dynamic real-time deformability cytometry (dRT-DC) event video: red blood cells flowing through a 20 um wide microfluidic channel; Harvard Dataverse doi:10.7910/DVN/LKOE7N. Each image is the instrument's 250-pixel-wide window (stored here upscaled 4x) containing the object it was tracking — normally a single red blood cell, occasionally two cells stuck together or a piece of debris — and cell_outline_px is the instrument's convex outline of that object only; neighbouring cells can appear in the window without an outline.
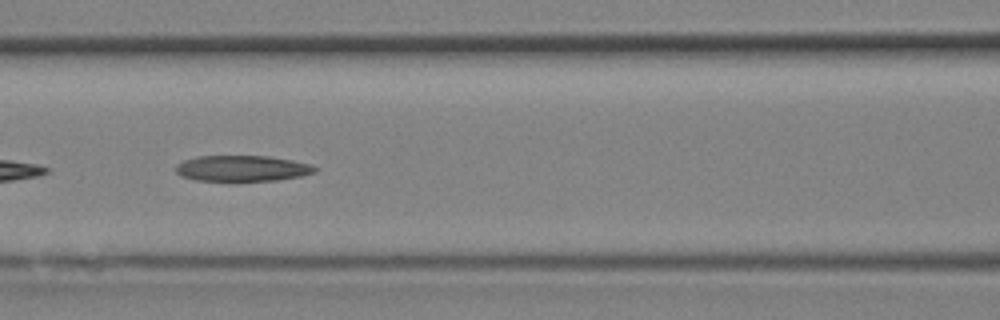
{"species": "Egyptian fruit bat (a non-hibernating species)", "species_latin": "Rousettus aegyptiacus", "temperature_condition": "room temperature", "stored_images_in_passage": 15, "camera_frame_rate_fps": 3000, "um_per_image_px": 0.085, "animal": {"sex": "female"}, "frame": {"image": 1, "passage_image": 9, "time_ms": 2.667, "image_size_px": [1000, 320], "cell_outline_px": [[316, 172], [300, 176], [276, 180], [196, 180], [180, 176], [176, 172], [176, 164], [184, 160], [196, 156], [268, 156], [292, 160], [312, 164], [316, 168]], "centroid_in_image_um": [20.57, 14.3], "position_along_channel_um": 146.0, "area_um2": 20.81}}
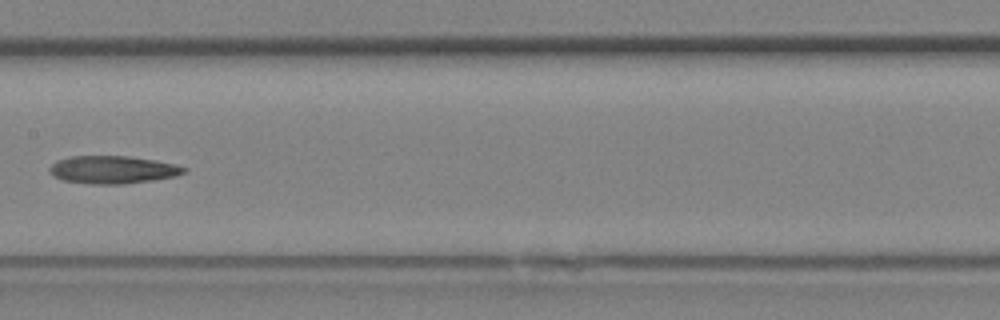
{"frame": {"image": 2, "passage_image": 11, "time_ms": 3.333, "image_size_px": [1000, 320], "cell_outline_px": [[188, 172], [176, 176], [152, 180], [124, 184], [92, 184], [64, 180], [52, 176], [48, 172], [48, 168], [56, 160], [68, 156], [128, 156], [156, 160], [176, 164], [188, 168]], "centroid_in_image_um": [9.59, 14.42], "position_along_channel_um": 197.8, "area_um2": 22.02}}
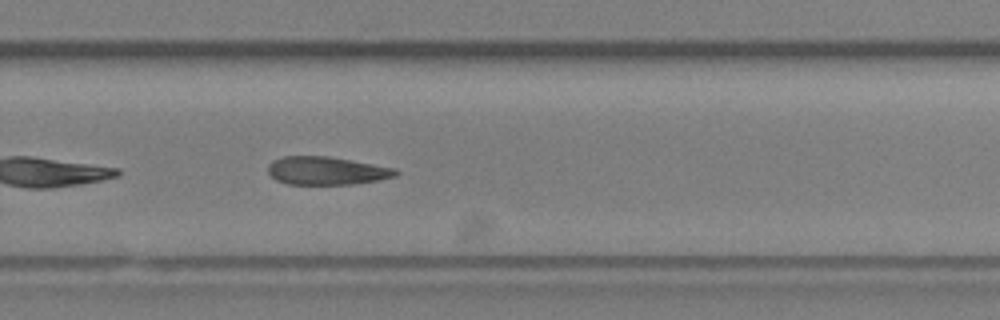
{"frame": {"image": 3, "passage_image": 15, "time_ms": 4.667, "image_size_px": [1000, 320], "cell_outline_px": [[400, 172], [396, 176], [376, 180], [352, 184], [288, 184], [276, 180], [268, 172], [268, 164], [272, 160], [284, 156], [328, 156], [396, 168]], "centroid_in_image_um": [27.74, 14.5], "position_along_channel_um": 302.1, "area_um2": 20.87}}